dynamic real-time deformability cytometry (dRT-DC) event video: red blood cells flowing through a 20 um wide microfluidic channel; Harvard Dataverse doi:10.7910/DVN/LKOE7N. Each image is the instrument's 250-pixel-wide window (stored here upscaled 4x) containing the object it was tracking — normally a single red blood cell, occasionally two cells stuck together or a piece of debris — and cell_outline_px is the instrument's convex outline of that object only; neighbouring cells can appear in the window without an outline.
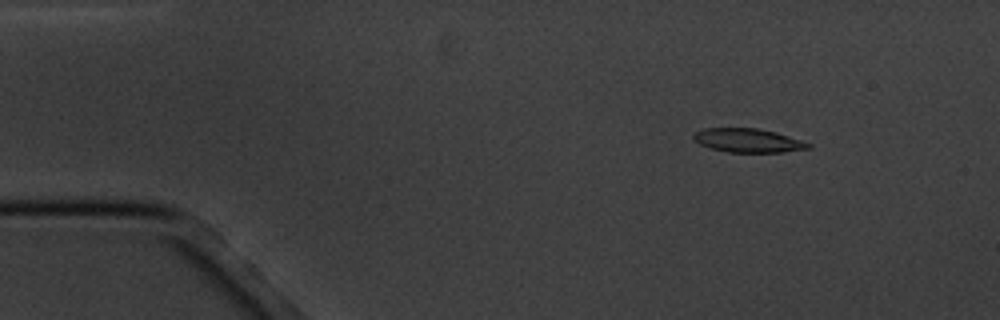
{"species": "common noctule bat (a hibernating species)", "species_latin": "Nyctalus noctula", "temperature_condition": "cold", "stored_images_in_passage": 3, "camera_frame_rate_fps": 3000, "um_per_image_px": 0.085, "animal": {"sex": "male", "body_mass_g": 20.1, "forearm_length_mm": 53.5}, "frame": {"image": 1, "passage_image": 1, "time_ms": 0.0, "image_size_px": [1000, 320], "cell_outline_px": [[812, 148], [784, 152], [728, 152], [712, 148], [700, 144], [692, 136], [696, 132], [704, 128], [756, 128], [776, 132], [812, 144]], "centroid_in_image_um": [63.62, 11.94], "position_along_channel_um": 21.4, "area_um2": 15.78}}
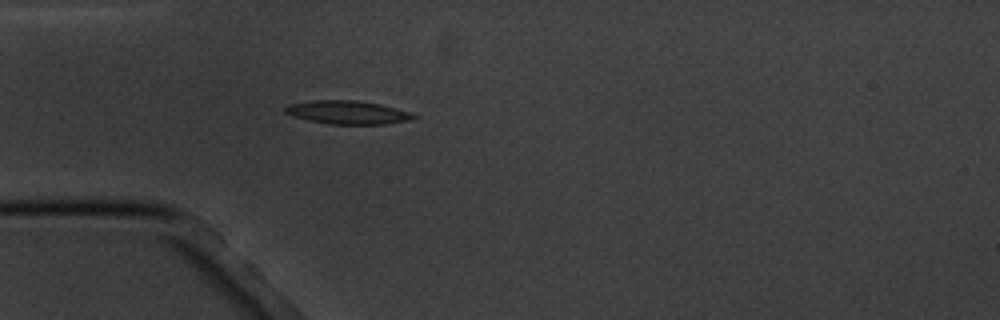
{"frame": {"image": 2, "passage_image": 3, "time_ms": 3.0, "image_size_px": [1000, 320], "cell_outline_px": [[420, 116], [412, 120], [384, 124], [328, 124], [308, 120], [292, 116], [284, 112], [284, 108], [288, 104], [316, 100], [356, 100], [380, 104], [396, 108]], "centroid_in_image_um": [29.55, 9.55], "position_along_channel_um": 55.4, "area_um2": 17.57}}